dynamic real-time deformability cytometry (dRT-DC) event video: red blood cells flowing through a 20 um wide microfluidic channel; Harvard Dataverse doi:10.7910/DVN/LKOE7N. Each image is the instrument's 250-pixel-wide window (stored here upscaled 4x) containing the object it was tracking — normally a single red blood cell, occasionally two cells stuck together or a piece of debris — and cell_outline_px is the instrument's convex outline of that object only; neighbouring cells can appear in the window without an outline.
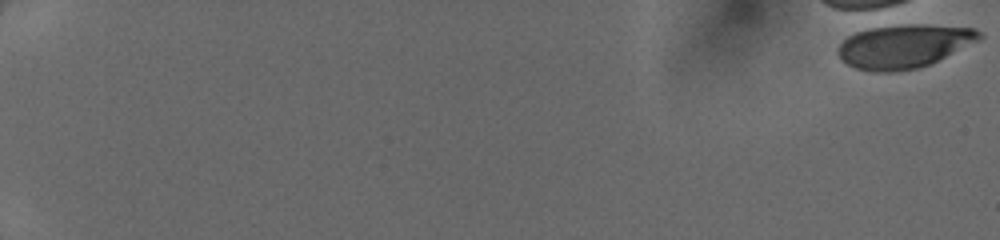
{"species": "human", "species_latin": "Homo sapiens", "temperature_condition": "cold", "stored_images_in_passage": 3, "camera_frame_rate_fps": 3000, "um_per_image_px": 0.085, "donor": {"sex": "female"}, "frame": {"image": 1, "passage_image": 1, "time_ms": 0.0, "image_size_px": [1000, 240], "cell_outline_px": [[984, 36], [980, 40], [928, 64], [916, 68], [892, 72], [872, 72], [856, 68], [848, 64], [836, 52], [840, 44], [848, 36], [856, 32], [872, 28], [908, 24], [924, 24], [976, 28], [984, 32]], "centroid_in_image_um": [76.87, 3.91], "position_along_channel_um": 8.1, "area_um2": 35.66}}